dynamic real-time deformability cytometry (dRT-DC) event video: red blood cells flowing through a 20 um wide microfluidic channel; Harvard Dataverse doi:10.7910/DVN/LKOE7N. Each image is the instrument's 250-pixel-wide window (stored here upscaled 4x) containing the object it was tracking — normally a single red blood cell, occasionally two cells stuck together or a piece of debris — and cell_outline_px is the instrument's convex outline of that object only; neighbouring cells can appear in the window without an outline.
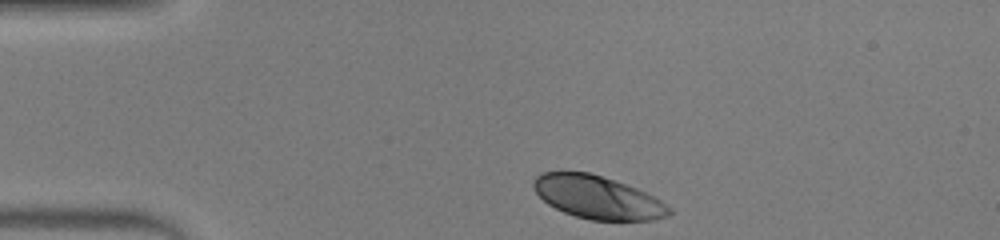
{"species": "human", "species_latin": "Homo sapiens", "temperature_condition": "warm", "stored_images_in_passage": 32, "camera_frame_rate_fps": 3000, "um_per_image_px": 0.085, "donor": {"sex": "male"}, "frame": {"image": 1, "passage_image": 1, "time_ms": 0.0, "image_size_px": [1000, 240], "cell_outline_px": [[672, 212], [668, 216], [656, 220], [592, 220], [576, 216], [564, 212], [548, 204], [532, 188], [532, 180], [540, 172], [588, 172], [636, 188], [660, 200], [672, 208]], "centroid_in_image_um": [50.78, 16.78], "position_along_channel_um": 34.2, "area_um2": 33.7}}
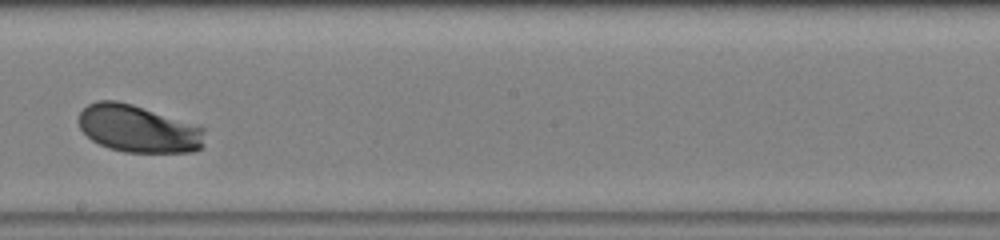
{"frame": {"image": 2, "passage_image": 19, "time_ms": 6.0, "image_size_px": [1000, 240], "cell_outline_px": [[204, 144], [200, 148], [192, 152], [124, 152], [108, 148], [92, 140], [80, 128], [80, 112], [88, 104], [96, 100], [116, 100], [132, 104], [200, 124], [204, 128]], "centroid_in_image_um": [11.8, 10.93], "position_along_channel_um": 236.4, "area_um2": 35.14}}
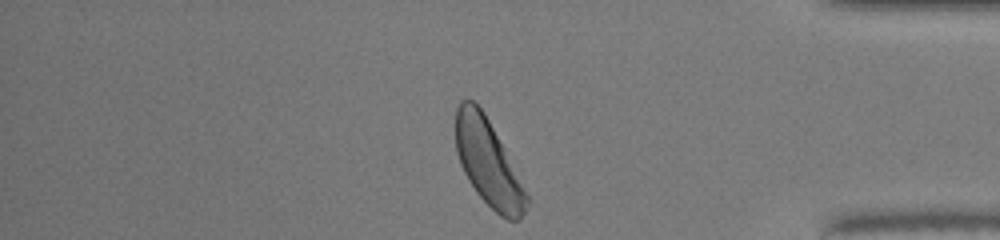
{"frame": {"image": 3, "passage_image": 32, "time_ms": 10.333, "image_size_px": [1000, 240], "cell_outline_px": [[528, 204], [520, 220], [508, 220], [500, 216], [476, 192], [468, 180], [460, 164], [456, 152], [456, 108], [460, 100], [472, 100], [484, 112], [528, 196]], "centroid_in_image_um": [41.46, 13.85], "position_along_channel_um": 393.7, "area_um2": 34.74}, "authors_computed_cell_mechanics": {"area_um2": 35.1713, "velocity_mm_per_s": 4.2194, "shape_relaxation_time_tau1_ms": 1.444, "shape_relaxation_time_tau2_ms": null, "deformation_change_tau1": 0.1175, "deformation_change_tau2": null}}